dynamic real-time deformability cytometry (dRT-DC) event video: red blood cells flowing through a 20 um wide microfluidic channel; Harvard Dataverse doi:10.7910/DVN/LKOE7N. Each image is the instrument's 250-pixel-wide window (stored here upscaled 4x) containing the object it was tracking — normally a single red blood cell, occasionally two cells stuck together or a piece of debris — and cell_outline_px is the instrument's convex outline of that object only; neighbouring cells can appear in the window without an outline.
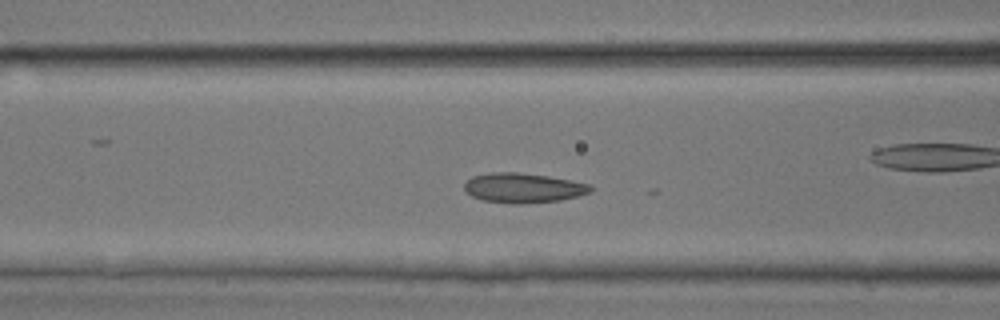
{"species": "common noctule bat (a hibernating species)", "species_latin": "Nyctalus noctula", "temperature_condition": "room temperature", "stored_images_in_passage": 43, "camera_frame_rate_fps": 3000, "um_per_image_px": 0.085, "animal": {"sex": "male", "body_mass_g": 17.9, "forearm_length_mm": 54.2}, "frame": {"image": 1, "passage_image": 15, "time_ms": 4.667, "image_size_px": [1000, 320], "cell_outline_px": [[592, 192], [580, 196], [560, 200], [524, 204], [512, 204], [480, 200], [472, 196], [464, 188], [464, 184], [472, 176], [492, 172], [520, 172], [548, 176], [572, 180], [588, 184], [592, 188]], "centroid_in_image_um": [44.48, 15.98], "position_along_channel_um": 122.1, "area_um2": 22.08}}